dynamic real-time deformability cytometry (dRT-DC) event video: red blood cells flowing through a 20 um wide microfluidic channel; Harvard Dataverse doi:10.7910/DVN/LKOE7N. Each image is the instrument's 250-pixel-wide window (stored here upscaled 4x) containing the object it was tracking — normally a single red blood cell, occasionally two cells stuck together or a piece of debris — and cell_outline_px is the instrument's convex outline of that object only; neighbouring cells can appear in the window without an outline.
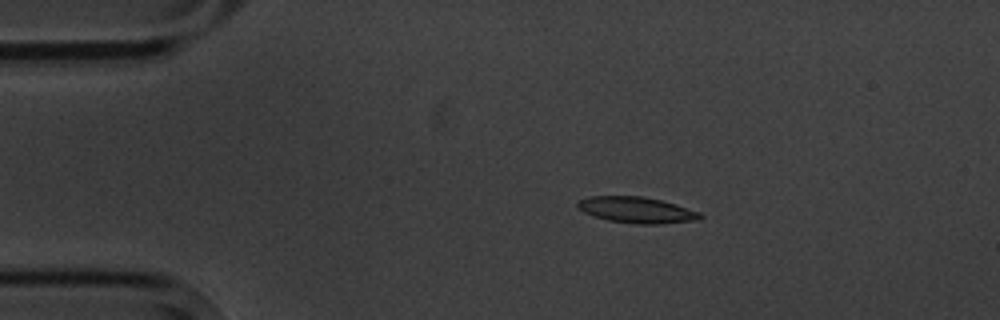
{"species": "common noctule bat (a hibernating species)", "species_latin": "Nyctalus noctula", "temperature_condition": "cold", "stored_images_in_passage": 15, "camera_frame_rate_fps": 3000, "um_per_image_px": 0.085, "animal": {"sex": "male", "body_mass_g": 20.1, "forearm_length_mm": 53.5}, "frame": {"image": 1, "passage_image": 3, "time_ms": 3.333, "image_size_px": [1000, 320], "cell_outline_px": [[704, 216], [700, 220], [656, 224], [636, 224], [608, 220], [584, 212], [576, 204], [576, 200], [588, 196], [640, 196], [660, 200], [676, 204], [700, 212]], "centroid_in_image_um": [54.13, 17.84], "position_along_channel_um": 30.9, "area_um2": 18.61}}
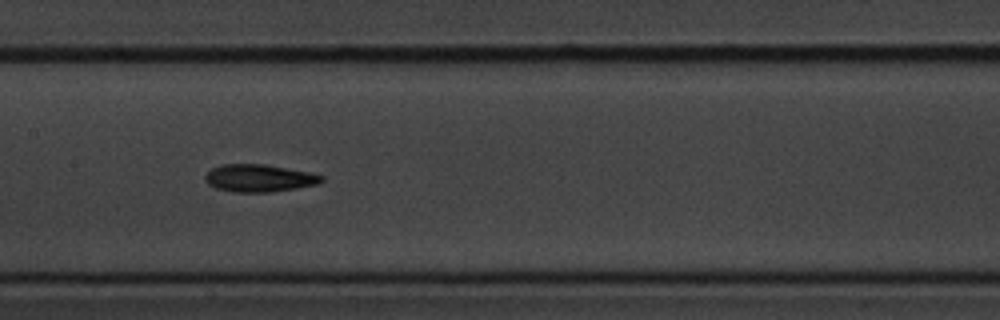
{"frame": {"image": 2, "passage_image": 8, "time_ms": 9.0, "image_size_px": [1000, 320], "cell_outline_px": [[324, 180], [316, 184], [296, 188], [268, 192], [236, 192], [216, 188], [208, 184], [204, 180], [204, 176], [212, 168], [220, 164], [264, 164], [308, 172], [324, 176]], "centroid_in_image_um": [21.99, 15.13], "position_along_channel_um": 185.4, "area_um2": 18.5}}
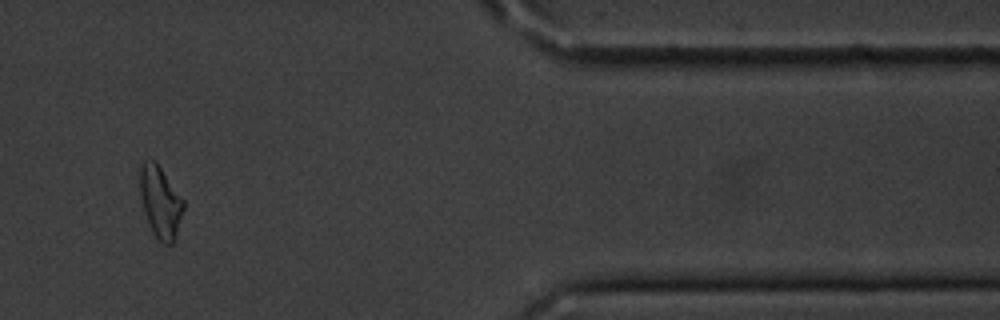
{"frame": {"image": 3, "passage_image": 13, "time_ms": 16.0, "image_size_px": [1000, 320], "cell_outline_px": [[184, 208], [176, 236], [172, 244], [164, 244], [152, 232], [144, 212], [140, 192], [140, 168], [144, 160], [156, 160], [184, 200]], "centroid_in_image_um": [13.64, 17.15], "position_along_channel_um": 397.8, "area_um2": 18.15}, "authors_computed_cell_mechanics": {"area_um2": 18.4382, "velocity_mm_per_s": 3.5303, "shape_relaxation_time_tau1_ms": 4.2972, "shape_relaxation_time_tau2_ms": 10.2649, "deformation_change_tau1": 0.1258, "deformation_change_tau2": 0.191}}